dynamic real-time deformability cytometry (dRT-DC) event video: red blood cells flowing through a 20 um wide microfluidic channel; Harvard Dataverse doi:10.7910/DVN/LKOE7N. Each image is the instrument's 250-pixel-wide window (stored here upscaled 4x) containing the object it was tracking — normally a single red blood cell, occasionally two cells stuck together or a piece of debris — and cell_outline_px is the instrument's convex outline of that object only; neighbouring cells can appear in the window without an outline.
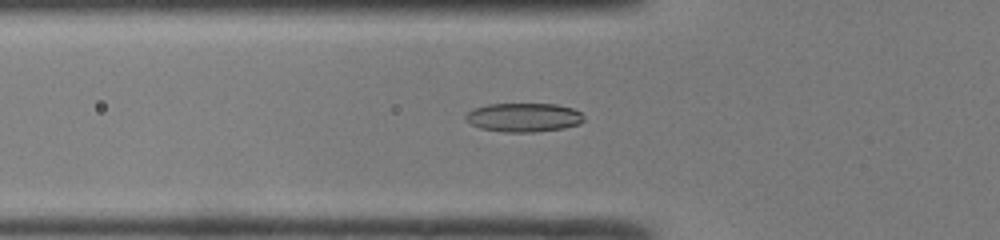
{"species": "common noctule bat (a hibernating species)", "species_latin": "Nyctalus noctula", "temperature_condition": "room temperature", "stored_images_in_passage": 38, "camera_frame_rate_fps": 3000, "um_per_image_px": 0.085, "animal": {"sex": "male", "body_mass_g": 19.0, "forearm_length_mm": 50.8}, "frame": {"image": 1, "passage_image": 7, "time_ms": 2.0, "image_size_px": [1000, 240], "cell_outline_px": [[584, 120], [580, 124], [564, 128], [536, 132], [504, 132], [480, 128], [464, 120], [464, 116], [472, 108], [488, 104], [556, 104], [572, 108], [580, 112], [584, 116]], "centroid_in_image_um": [44.5, 9.98], "position_along_channel_um": 81.3, "area_um2": 20.06}}
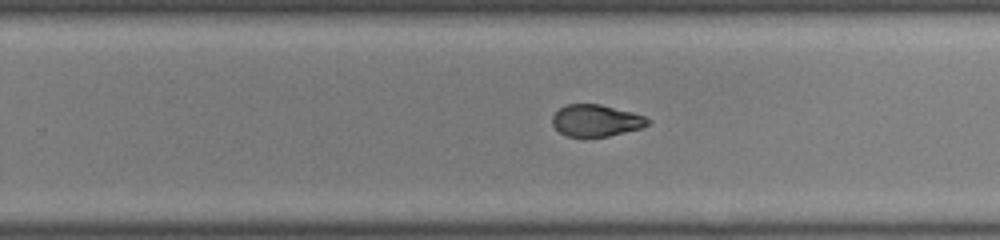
{"frame": {"image": 2, "passage_image": 21, "time_ms": 6.667, "image_size_px": [1000, 240], "cell_outline_px": [[652, 124], [640, 128], [608, 136], [584, 140], [568, 136], [560, 132], [552, 124], [552, 116], [560, 108], [568, 104], [600, 104], [632, 112], [644, 116], [652, 120]], "centroid_in_image_um": [50.67, 10.28], "position_along_channel_um": 279.1, "area_um2": 18.15}}
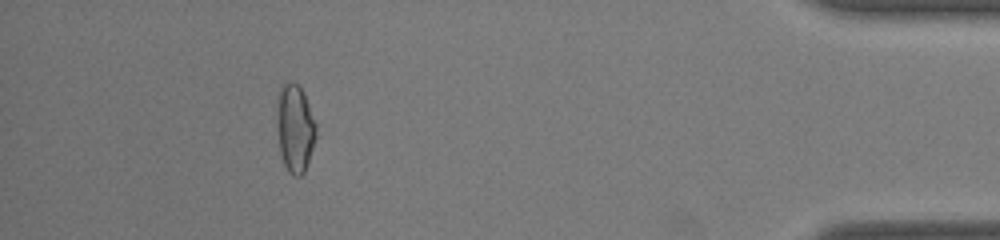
{"frame": {"image": 3, "passage_image": 34, "time_ms": 11.0, "image_size_px": [1000, 240], "cell_outline_px": [[316, 136], [304, 172], [300, 176], [292, 176], [288, 172], [284, 164], [280, 152], [276, 132], [276, 96], [284, 80], [292, 80], [304, 92], [316, 124]], "centroid_in_image_um": [25.02, 10.84], "position_along_channel_um": 410.2, "area_um2": 20.58}, "authors_computed_cell_mechanics": {"area_um2": 18.7561, "velocity_mm_per_s": 4.2379, "shape_relaxation_time_tau1_ms": null, "shape_relaxation_time_tau2_ms": 2.1237, "deformation_change_tau1": null, "deformation_change_tau2": 0.0719}}